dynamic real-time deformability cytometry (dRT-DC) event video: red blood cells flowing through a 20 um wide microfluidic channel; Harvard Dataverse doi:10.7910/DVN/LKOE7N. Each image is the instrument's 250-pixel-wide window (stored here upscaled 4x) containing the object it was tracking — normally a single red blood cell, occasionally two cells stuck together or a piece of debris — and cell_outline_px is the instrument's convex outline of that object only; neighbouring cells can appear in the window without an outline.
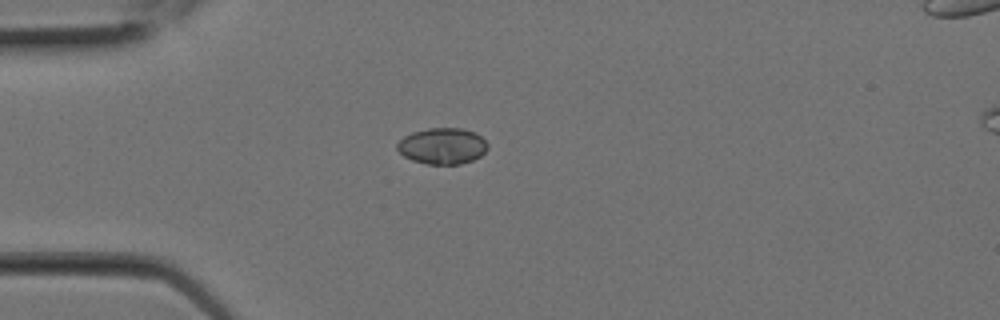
{"species": "Egyptian fruit bat (a non-hibernating species)", "species_latin": "Rousettus aegyptiacus", "temperature_condition": "room temperature", "stored_images_in_passage": 3, "camera_frame_rate_fps": 3000, "um_per_image_px": 0.085, "animal": {"sex": "female"}, "frame": {"image": 1, "passage_image": 1, "time_ms": 0.0, "image_size_px": [1000, 320], "cell_outline_px": [[488, 148], [480, 156], [472, 160], [460, 164], [428, 164], [412, 160], [404, 156], [396, 148], [396, 144], [404, 136], [412, 132], [428, 128], [464, 128], [476, 132], [488, 144]], "centroid_in_image_um": [37.6, 12.4], "position_along_channel_um": 47.4, "area_um2": 19.13}}
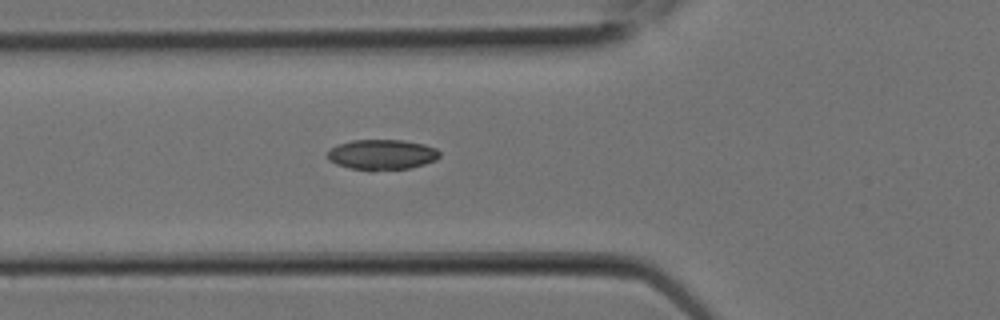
{"frame": {"image": 2, "passage_image": 3, "time_ms": 0.667, "image_size_px": [1000, 320], "cell_outline_px": [[440, 156], [436, 160], [412, 168], [372, 172], [352, 168], [336, 164], [328, 160], [324, 156], [336, 144], [352, 140], [400, 140], [424, 144], [436, 148], [440, 152]], "centroid_in_image_um": [32.45, 13.16], "position_along_channel_um": 93.4, "area_um2": 20.23}}